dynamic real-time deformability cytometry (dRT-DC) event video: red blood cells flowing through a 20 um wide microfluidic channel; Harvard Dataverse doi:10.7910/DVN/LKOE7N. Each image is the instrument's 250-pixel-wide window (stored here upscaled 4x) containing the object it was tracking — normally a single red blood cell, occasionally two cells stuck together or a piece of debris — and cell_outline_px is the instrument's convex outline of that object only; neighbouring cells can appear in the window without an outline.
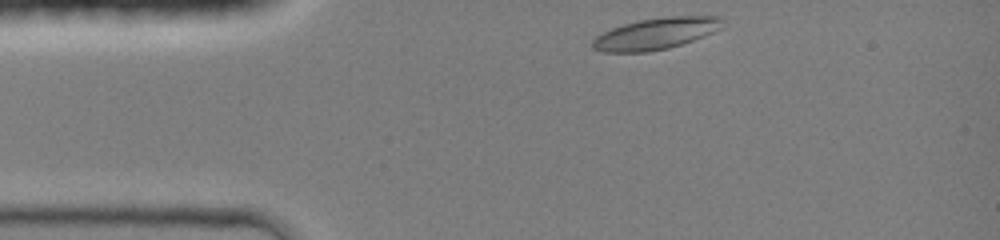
{"species": "common noctule bat (a hibernating species)", "species_latin": "Nyctalus noctula", "temperature_condition": "room temperature", "stored_images_in_passage": 32, "camera_frame_rate_fps": 3000, "um_per_image_px": 0.085, "animal": {"sex": "female", "body_mass_g": 19.0, "forearm_length_mm": 51.5}, "frame": {"image": 1, "passage_image": 1, "time_ms": 0.0, "image_size_px": [1000, 240], "cell_outline_px": [[724, 28], [704, 36], [668, 48], [648, 52], [604, 52], [592, 48], [592, 40], [596, 36], [612, 28], [624, 24], [640, 20], [668, 16], [720, 16]], "centroid_in_image_um": [55.76, 2.86], "position_along_channel_um": 29.2, "area_um2": 23.76}}
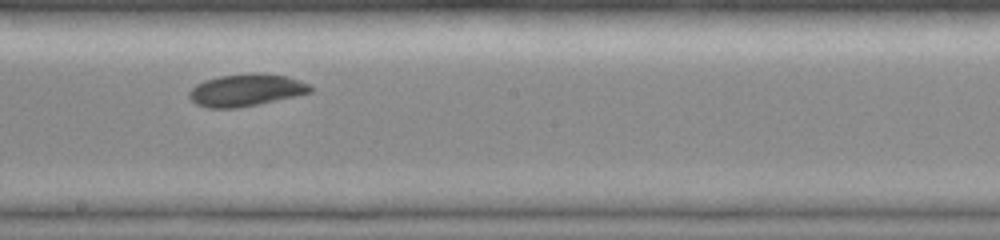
{"frame": {"image": 2, "passage_image": 18, "time_ms": 5.667, "image_size_px": [1000, 240], "cell_outline_px": [[312, 92], [296, 96], [236, 108], [208, 108], [196, 104], [188, 96], [188, 92], [196, 84], [204, 80], [220, 76], [248, 72], [256, 72], [288, 76], [300, 80], [308, 84], [312, 88]], "centroid_in_image_um": [20.9, 7.64], "position_along_channel_um": 227.3, "area_um2": 22.83}}
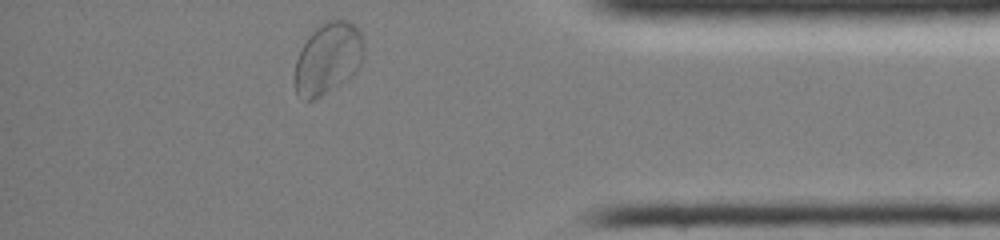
{"frame": {"image": 3, "passage_image": 32, "time_ms": 10.333, "image_size_px": [1000, 240], "cell_outline_px": [[364, 60], [344, 80], [320, 96], [312, 100], [304, 100], [296, 96], [292, 80], [296, 60], [304, 44], [312, 32], [316, 28], [328, 20], [344, 20], [352, 24], [360, 32], [364, 44]], "centroid_in_image_um": [27.82, 4.99], "position_along_channel_um": 407.4, "area_um2": 28.55}, "authors_computed_cell_mechanics": {"area_um2": 23.0044, "velocity_mm_per_s": 4.2157, "shape_relaxation_time_tau1_ms": 3.4347, "shape_relaxation_time_tau2_ms": 4.8594, "deformation_change_tau1": 0.109, "deformation_change_tau2": 0.0505}}